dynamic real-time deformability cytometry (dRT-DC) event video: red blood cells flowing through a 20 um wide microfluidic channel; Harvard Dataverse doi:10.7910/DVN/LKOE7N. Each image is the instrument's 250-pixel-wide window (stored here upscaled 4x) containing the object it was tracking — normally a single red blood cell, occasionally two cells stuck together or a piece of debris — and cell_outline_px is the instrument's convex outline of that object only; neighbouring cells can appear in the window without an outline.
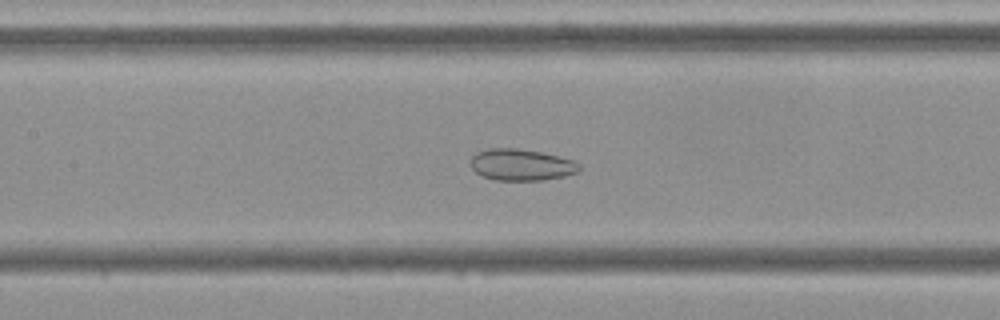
{"species": "Egyptian fruit bat (a non-hibernating species)", "species_latin": "Rousettus aegyptiacus", "temperature_condition": "cold", "stored_images_in_passage": 19, "camera_frame_rate_fps": 3000, "um_per_image_px": 0.085, "frame": {"image": 1, "passage_image": 14, "time_ms": 4.333, "image_size_px": [1000, 320], "cell_outline_px": [[580, 172], [564, 176], [544, 180], [496, 180], [484, 176], [476, 172], [472, 168], [472, 156], [476, 152], [488, 148], [516, 148], [540, 152], [560, 156], [576, 160], [580, 164]], "centroid_in_image_um": [44.37, 14.0], "position_along_channel_um": 163.0, "area_um2": 20.06}}